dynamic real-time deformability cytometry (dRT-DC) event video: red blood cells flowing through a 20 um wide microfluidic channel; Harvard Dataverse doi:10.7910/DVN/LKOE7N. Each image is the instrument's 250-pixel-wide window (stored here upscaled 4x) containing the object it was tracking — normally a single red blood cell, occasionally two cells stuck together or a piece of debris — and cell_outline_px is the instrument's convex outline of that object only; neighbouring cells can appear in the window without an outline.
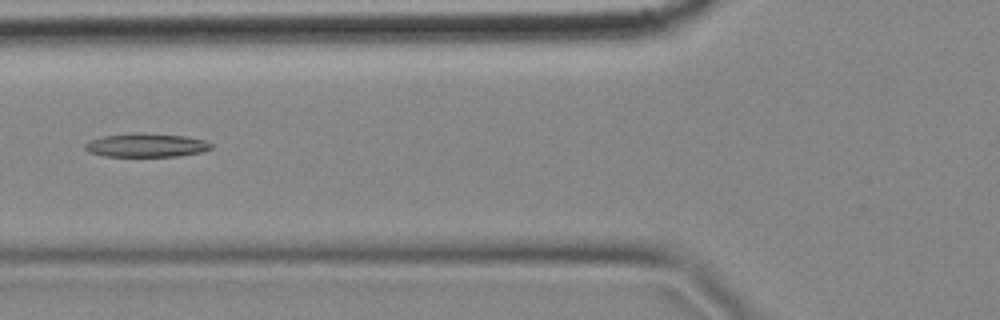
{"species": "common noctule bat (a hibernating species)", "species_latin": "Nyctalus noctula", "temperature_condition": "cold", "stored_images_in_passage": 5, "camera_frame_rate_fps": 3000, "um_per_image_px": 0.085, "animal": {"sex": "female", "body_mass_g": 18.4}, "frame": {"image": 1, "passage_image": 2, "time_ms": 0.333, "image_size_px": [1000, 320], "cell_outline_px": [[212, 148], [204, 152], [176, 156], [104, 156], [88, 152], [84, 148], [84, 144], [92, 140], [104, 136], [132, 132], [140, 132], [188, 136], [204, 140], [212, 144]], "centroid_in_image_um": [12.45, 12.33], "position_along_channel_um": 113.3, "area_um2": 17.57}}
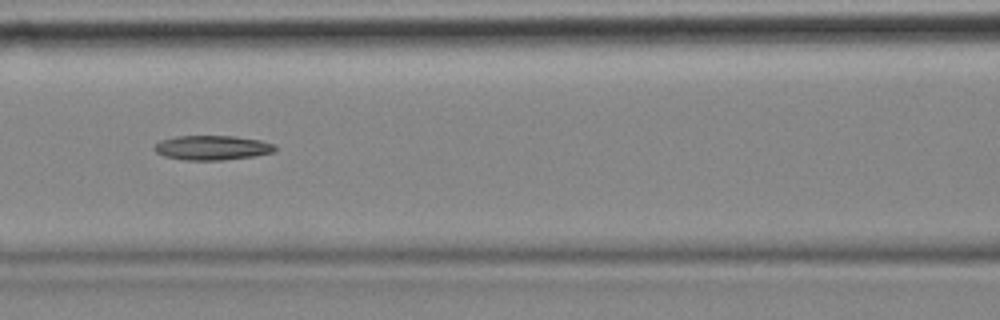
{"frame": {"image": 2, "passage_image": 3, "time_ms": 0.667, "image_size_px": [1000, 320], "cell_outline_px": [[276, 148], [272, 152], [256, 156], [224, 160], [184, 160], [164, 156], [156, 152], [152, 148], [160, 140], [176, 136], [236, 136], [260, 140], [272, 144]], "centroid_in_image_um": [18.0, 12.56], "position_along_channel_um": 148.6, "area_um2": 17.28}}
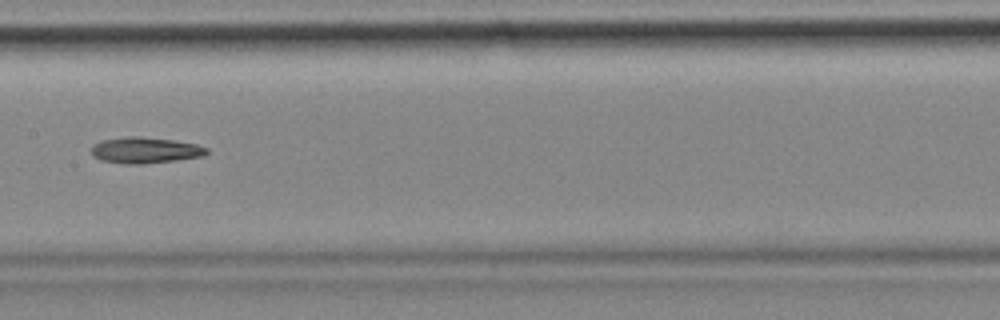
{"frame": {"image": 3, "passage_image": 4, "time_ms": 1.0, "image_size_px": [1000, 320], "cell_outline_px": [[208, 152], [204, 156], [176, 160], [144, 164], [128, 164], [100, 160], [92, 156], [92, 144], [104, 140], [128, 136], [140, 136], [176, 140], [196, 144], [208, 148]], "centroid_in_image_um": [12.35, 12.77], "position_along_channel_um": 195.0, "area_um2": 17.63}}